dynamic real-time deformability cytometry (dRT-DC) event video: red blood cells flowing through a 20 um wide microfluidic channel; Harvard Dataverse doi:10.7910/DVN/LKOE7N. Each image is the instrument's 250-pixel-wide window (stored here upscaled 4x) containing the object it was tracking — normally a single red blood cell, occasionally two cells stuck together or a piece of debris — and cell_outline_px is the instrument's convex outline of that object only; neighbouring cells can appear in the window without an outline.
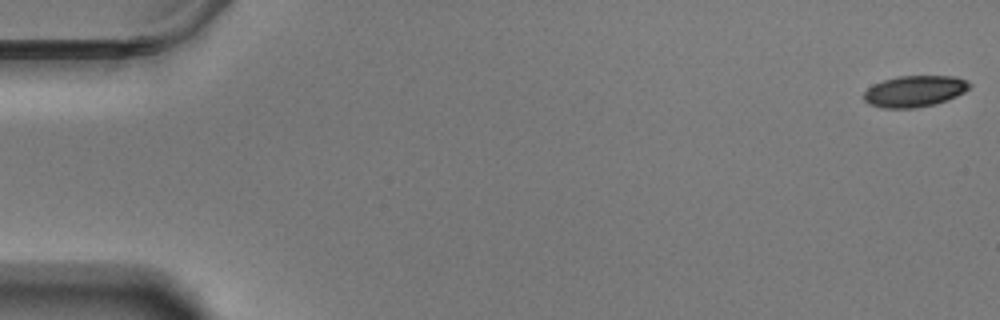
{"species": "Egyptian fruit bat (a non-hibernating species)", "species_latin": "Rousettus aegyptiacus", "temperature_condition": "warm", "stored_images_in_passage": 58, "camera_frame_rate_fps": 3000, "um_per_image_px": 0.085, "animal": {"sex": "male"}, "frame": {"image": 1, "passage_image": 1, "time_ms": 0.0, "image_size_px": [1000, 320], "cell_outline_px": [[972, 84], [964, 92], [956, 96], [936, 104], [916, 108], [884, 108], [868, 104], [864, 100], [864, 92], [868, 88], [884, 80], [900, 76], [956, 76], [968, 80]], "centroid_in_image_um": [77.77, 7.75], "position_along_channel_um": 7.2, "area_um2": 19.25}}
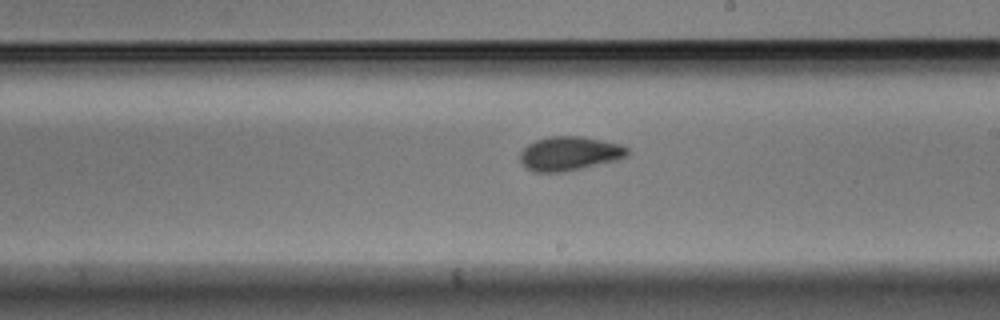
{"frame": {"image": 2, "passage_image": 34, "time_ms": 11.0, "image_size_px": [1000, 320], "cell_outline_px": [[628, 156], [616, 160], [564, 172], [532, 172], [520, 160], [520, 152], [528, 144], [536, 140], [548, 136], [580, 136], [620, 144], [628, 148]], "centroid_in_image_um": [48.39, 13.05], "position_along_channel_um": 240.6, "area_um2": 21.15}}
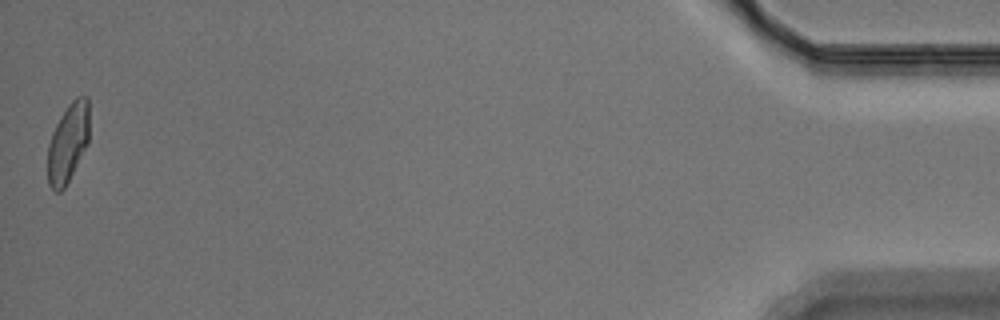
{"frame": {"image": 3, "passage_image": 58, "time_ms": 19.0, "image_size_px": [1000, 320], "cell_outline_px": [[88, 144], [64, 188], [60, 192], [56, 192], [48, 184], [48, 144], [52, 132], [60, 116], [68, 104], [76, 96], [88, 96]], "centroid_in_image_um": [5.77, 12.12], "position_along_channel_um": 429.4, "area_um2": 19.07}, "authors_computed_cell_mechanics": {"area_um2": 20.3167, "velocity_mm_per_s": 3.5057, "shape_relaxation_time_tau1_ms": 7.0847, "shape_relaxation_time_tau2_ms": 1.801, "deformation_change_tau1": 0.1511, "deformation_change_tau2": 0.0816}}